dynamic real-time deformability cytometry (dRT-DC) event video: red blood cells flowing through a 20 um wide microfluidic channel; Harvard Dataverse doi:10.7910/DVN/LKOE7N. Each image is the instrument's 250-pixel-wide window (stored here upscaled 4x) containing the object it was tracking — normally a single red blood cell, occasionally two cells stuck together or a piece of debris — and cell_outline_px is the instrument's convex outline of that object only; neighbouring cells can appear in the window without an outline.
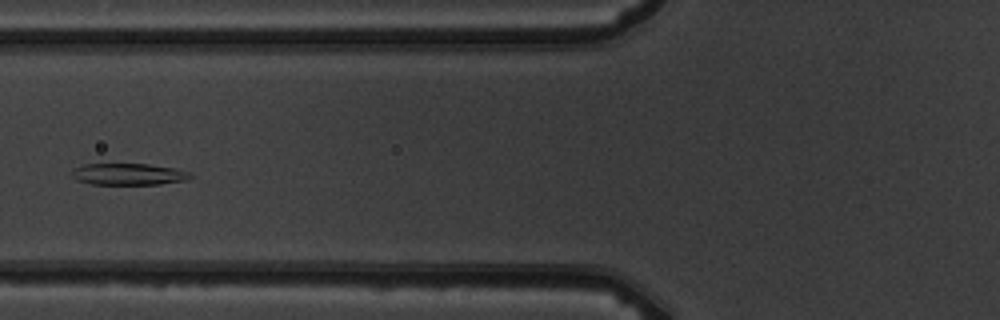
{"species": "common noctule bat (a hibernating species)", "species_latin": "Nyctalus noctula", "temperature_condition": "warm", "stored_images_in_passage": 6, "camera_frame_rate_fps": 3000, "um_per_image_px": 0.085, "animal": {"sex": "male", "body_mass_g": 19.5, "forearm_length_mm": 54.6}, "frame": {"image": 1, "passage_image": 6, "time_ms": 5.667, "image_size_px": [1000, 320], "cell_outline_px": [[192, 176], [188, 180], [160, 184], [92, 184], [76, 180], [72, 176], [72, 168], [84, 164], [148, 164], [176, 168], [192, 172]], "centroid_in_image_um": [10.95, 14.8], "position_along_channel_um": 114.9, "area_um2": 15.09}}